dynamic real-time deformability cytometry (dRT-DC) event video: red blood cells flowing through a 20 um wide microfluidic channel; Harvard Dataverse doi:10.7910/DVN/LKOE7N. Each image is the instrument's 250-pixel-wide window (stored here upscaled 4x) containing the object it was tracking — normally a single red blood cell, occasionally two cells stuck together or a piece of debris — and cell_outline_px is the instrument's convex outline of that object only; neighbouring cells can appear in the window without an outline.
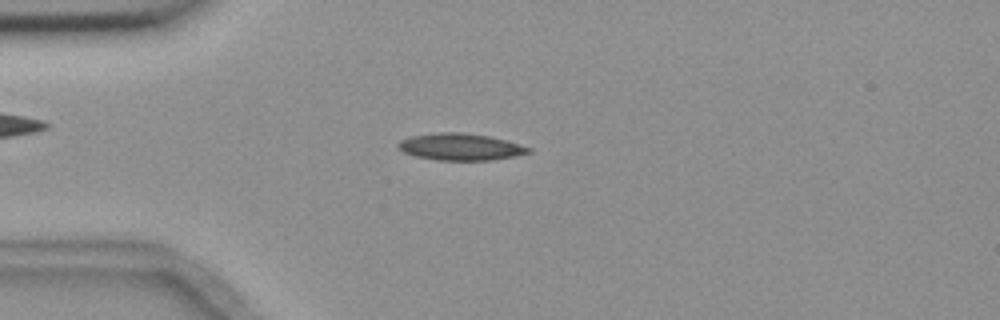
{"species": "common noctule bat (a hibernating species)", "species_latin": "Nyctalus noctula", "temperature_condition": "room temperature", "stored_images_in_passage": 6, "camera_frame_rate_fps": 3000, "um_per_image_px": 0.085, "animal": {"sex": "female", "body_mass_g": 18.4}, "frame": {"image": 1, "passage_image": 3, "time_ms": 2.333, "image_size_px": [1000, 320], "cell_outline_px": [[532, 152], [492, 160], [436, 160], [416, 156], [404, 152], [396, 144], [400, 140], [412, 136], [440, 132], [460, 132], [488, 136], [504, 140], [532, 148]], "centroid_in_image_um": [39.12, 12.48], "position_along_channel_um": 45.9, "area_um2": 20.11}}
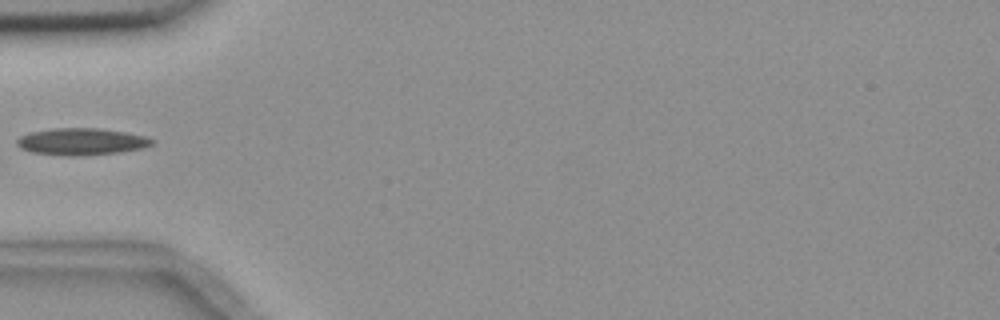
{"frame": {"image": 2, "passage_image": 4, "time_ms": 3.667, "image_size_px": [1000, 320], "cell_outline_px": [[156, 140], [152, 144], [144, 148], [120, 152], [80, 156], [64, 156], [32, 152], [20, 148], [16, 144], [16, 140], [20, 136], [28, 132], [52, 128], [100, 128], [124, 132], [144, 136]], "centroid_in_image_um": [6.9, 12.04], "position_along_channel_um": 78.1, "area_um2": 21.39}}
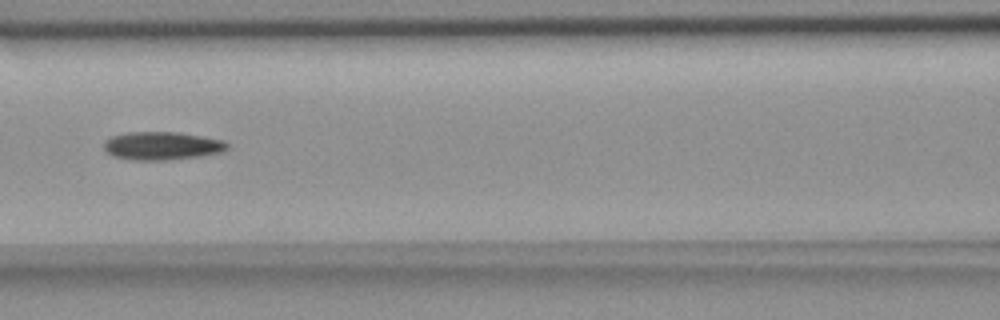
{"frame": {"image": 3, "passage_image": 6, "time_ms": 5.667, "image_size_px": [1000, 320], "cell_outline_px": [[228, 148], [220, 152], [196, 156], [164, 160], [132, 160], [112, 156], [104, 148], [104, 140], [112, 136], [128, 132], [180, 132], [224, 140], [228, 144]], "centroid_in_image_um": [13.74, 12.38], "position_along_channel_um": 152.9, "area_um2": 20.11}}